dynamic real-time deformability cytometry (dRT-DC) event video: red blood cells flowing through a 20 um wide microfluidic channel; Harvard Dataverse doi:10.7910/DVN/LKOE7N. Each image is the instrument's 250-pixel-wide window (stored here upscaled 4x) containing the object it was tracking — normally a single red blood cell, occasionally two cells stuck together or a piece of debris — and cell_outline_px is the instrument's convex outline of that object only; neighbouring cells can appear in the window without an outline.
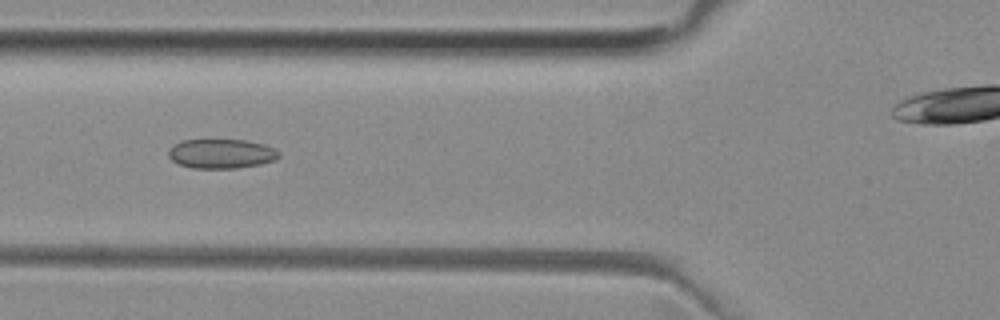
{"species": "common noctule bat (a hibernating species)", "species_latin": "Nyctalus noctula", "temperature_condition": "room temperature", "stored_images_in_passage": 46, "camera_frame_rate_fps": 3000, "um_per_image_px": 0.085, "animal": {"sex": "female", "body_mass_g": 29.2, "forearm_length_mm": 56.3}, "frame": {"image": 1, "passage_image": 19, "time_ms": 6.0, "image_size_px": [1000, 320], "cell_outline_px": [[280, 156], [276, 160], [260, 164], [236, 168], [192, 168], [180, 164], [172, 160], [168, 156], [168, 152], [180, 140], [244, 140], [264, 144], [280, 152]], "centroid_in_image_um": [18.83, 13.07], "position_along_channel_um": 107.0, "area_um2": 18.79}}
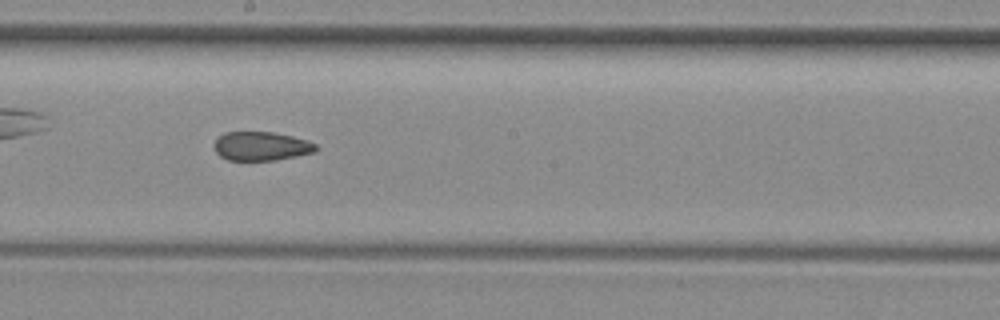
{"frame": {"image": 2, "passage_image": 28, "time_ms": 9.0, "image_size_px": [1000, 320], "cell_outline_px": [[320, 148], [316, 152], [276, 160], [228, 160], [220, 156], [212, 148], [212, 144], [224, 132], [272, 132], [292, 136], [308, 140], [316, 144]], "centroid_in_image_um": [22.21, 12.42], "position_along_channel_um": 226.0, "area_um2": 17.34}}
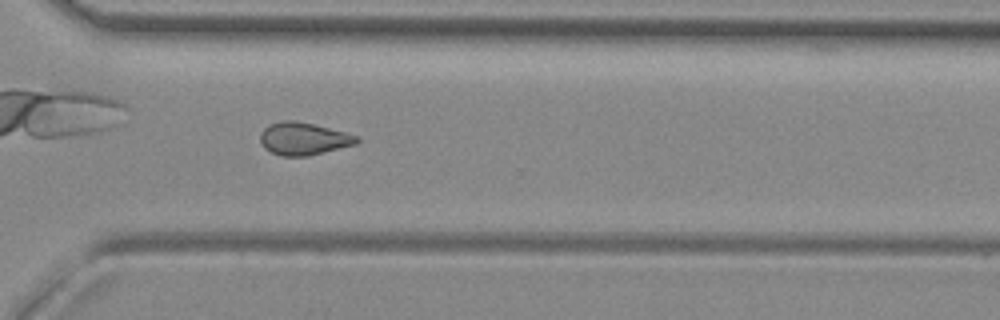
{"frame": {"image": 3, "passage_image": 37, "time_ms": 12.0, "image_size_px": [1000, 320], "cell_outline_px": [[360, 140], [356, 144], [308, 156], [280, 156], [264, 148], [260, 144], [260, 132], [268, 124], [284, 120], [296, 120], [360, 136]], "centroid_in_image_um": [25.77, 11.79], "position_along_channel_um": 344.8, "area_um2": 18.38}, "authors_computed_cell_mechanics": {"area_um2": 18.5249, "velocity_mm_per_s": 3.9692, "shape_relaxation_time_tau1_ms": null, "shape_relaxation_time_tau2_ms": 1.8942, "deformation_change_tau1": null, "deformation_change_tau2": 0.0654}}